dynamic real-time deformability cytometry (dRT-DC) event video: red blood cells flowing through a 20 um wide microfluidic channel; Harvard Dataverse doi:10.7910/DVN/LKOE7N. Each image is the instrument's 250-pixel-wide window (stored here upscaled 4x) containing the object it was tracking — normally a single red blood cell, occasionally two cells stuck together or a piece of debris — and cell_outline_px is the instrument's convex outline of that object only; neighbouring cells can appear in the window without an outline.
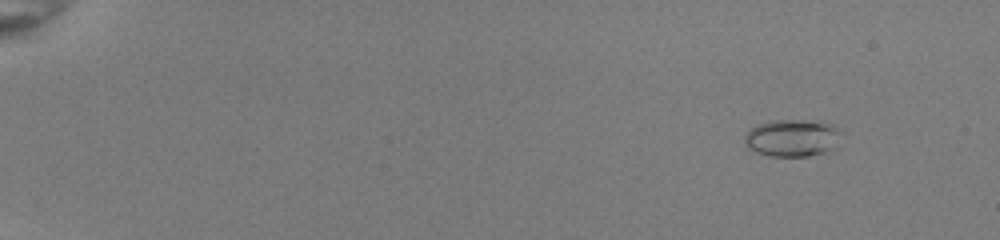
{"species": "common noctule bat (a hibernating species)", "species_latin": "Nyctalus noctula", "temperature_condition": "room temperature", "stored_images_in_passage": 49, "camera_frame_rate_fps": 3000, "um_per_image_px": 0.085, "animal": {"sex": "female", "body_mass_g": 22.0, "forearm_length_mm": 56.7}, "frame": {"image": 1, "passage_image": 1, "time_ms": 0.0, "image_size_px": [1000, 240], "cell_outline_px": [[844, 132], [836, 148], [824, 152], [808, 156], [768, 156], [756, 152], [748, 148], [744, 140], [744, 136], [756, 124], [768, 120], [820, 120], [832, 124]], "centroid_in_image_um": [67.4, 11.7], "position_along_channel_um": 17.6, "area_um2": 21.56}}
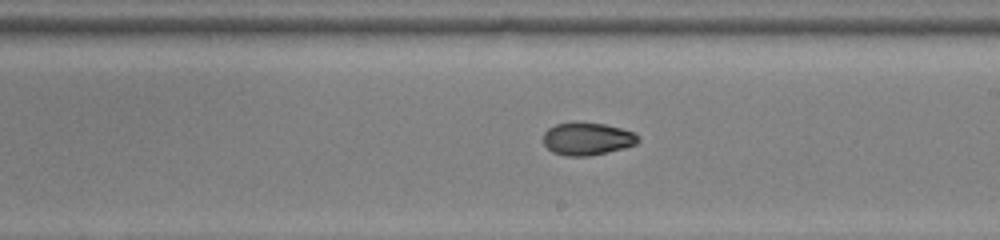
{"frame": {"image": 2, "passage_image": 29, "time_ms": 9.333, "image_size_px": [1000, 240], "cell_outline_px": [[640, 140], [636, 144], [588, 156], [568, 156], [552, 152], [544, 144], [544, 132], [548, 128], [556, 124], [572, 120], [576, 120], [604, 124], [636, 132], [640, 136]], "centroid_in_image_um": [49.9, 11.76], "position_along_channel_um": 239.1, "area_um2": 18.26}}
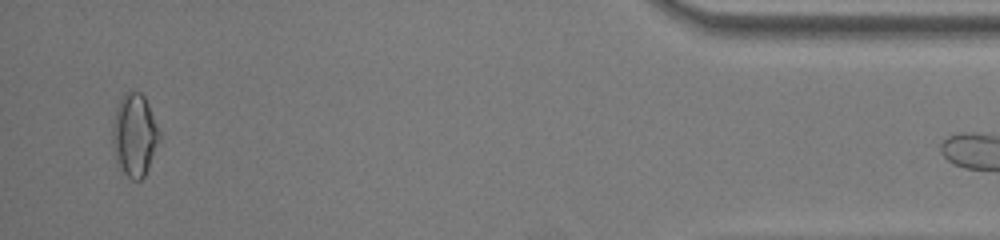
{"frame": {"image": 3, "passage_image": 47, "time_ms": 15.333, "image_size_px": [1000, 240], "cell_outline_px": [[160, 136], [148, 168], [144, 176], [140, 180], [132, 180], [124, 172], [116, 160], [112, 144], [112, 120], [116, 108], [124, 92], [128, 88], [140, 92], [144, 96], [148, 104], [160, 132]], "centroid_in_image_um": [11.41, 11.42], "position_along_channel_um": 423.8, "area_um2": 22.54}}